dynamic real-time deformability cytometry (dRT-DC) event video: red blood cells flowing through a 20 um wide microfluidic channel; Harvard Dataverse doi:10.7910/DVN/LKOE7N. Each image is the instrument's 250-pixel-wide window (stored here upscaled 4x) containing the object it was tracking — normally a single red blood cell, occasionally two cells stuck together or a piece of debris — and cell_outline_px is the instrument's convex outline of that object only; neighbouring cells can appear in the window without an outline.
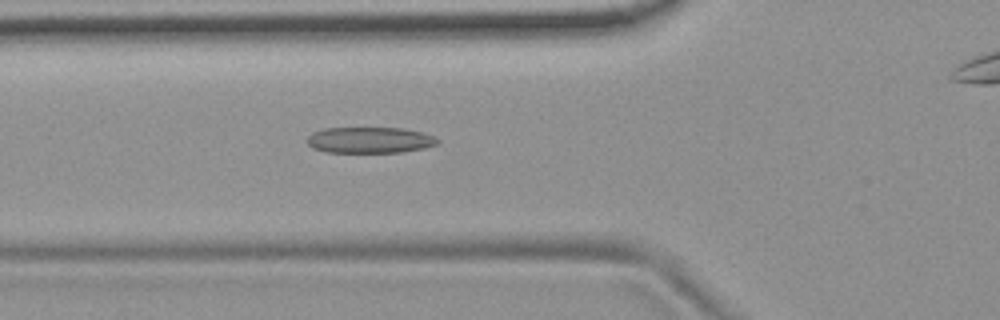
{"species": "common noctule bat (a hibernating species)", "species_latin": "Nyctalus noctula", "temperature_condition": "room temperature", "stored_images_in_passage": 38, "camera_frame_rate_fps": 3000, "um_per_image_px": 0.085, "animal": {"sex": "female", "body_mass_g": 19.9}, "frame": {"image": 1, "passage_image": 9, "time_ms": 2.667, "image_size_px": [1000, 320], "cell_outline_px": [[440, 140], [436, 144], [424, 148], [400, 152], [324, 152], [312, 148], [308, 144], [308, 136], [312, 132], [324, 128], [404, 128], [424, 132]], "centroid_in_image_um": [31.41, 11.9], "position_along_channel_um": 94.4, "area_um2": 19.83}}
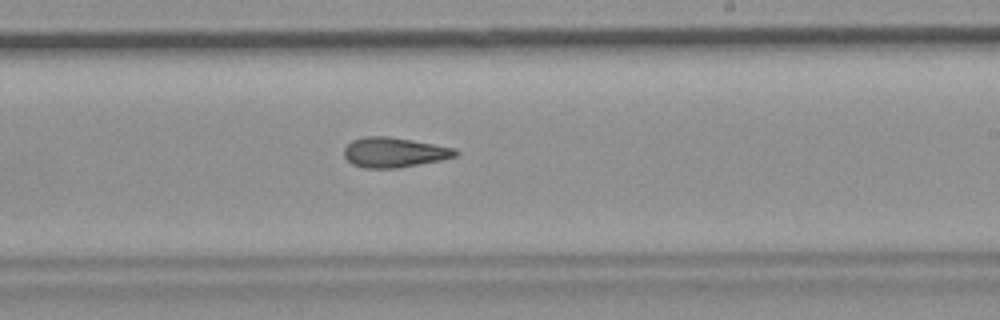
{"frame": {"image": 2, "passage_image": 22, "time_ms": 7.0, "image_size_px": [1000, 320], "cell_outline_px": [[460, 152], [456, 156], [440, 160], [396, 168], [364, 168], [352, 164], [344, 156], [344, 148], [352, 140], [364, 136], [388, 136], [456, 148]], "centroid_in_image_um": [33.49, 12.95], "position_along_channel_um": 255.5, "area_um2": 19.36}}
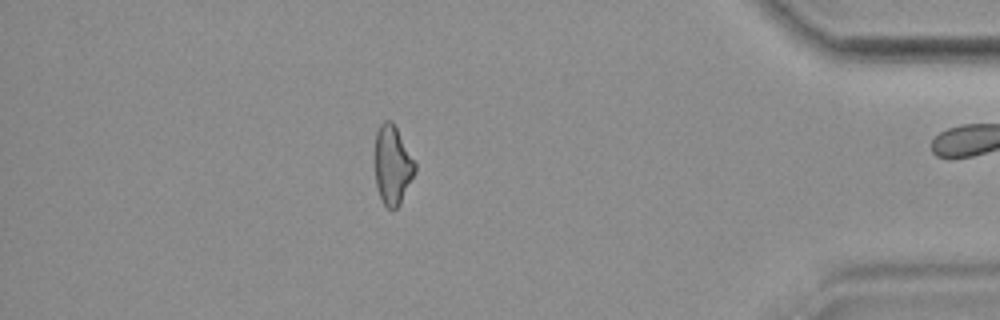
{"frame": {"image": 3, "passage_image": 37, "time_ms": 12.0, "image_size_px": [1000, 320], "cell_outline_px": [[416, 168], [400, 204], [392, 212], [384, 204], [380, 196], [376, 184], [372, 156], [376, 132], [380, 124], [384, 120], [392, 120], [416, 164]], "centroid_in_image_um": [33.3, 14.0], "position_along_channel_um": 401.9, "area_um2": 18.79}, "authors_computed_cell_mechanics": {"area_um2": 19.3919, "velocity_mm_per_s": 3.7213, "shape_relaxation_time_tau1_ms": null, "shape_relaxation_time_tau2_ms": 3.5827, "deformation_change_tau1": null, "deformation_change_tau2": 0.1314}}